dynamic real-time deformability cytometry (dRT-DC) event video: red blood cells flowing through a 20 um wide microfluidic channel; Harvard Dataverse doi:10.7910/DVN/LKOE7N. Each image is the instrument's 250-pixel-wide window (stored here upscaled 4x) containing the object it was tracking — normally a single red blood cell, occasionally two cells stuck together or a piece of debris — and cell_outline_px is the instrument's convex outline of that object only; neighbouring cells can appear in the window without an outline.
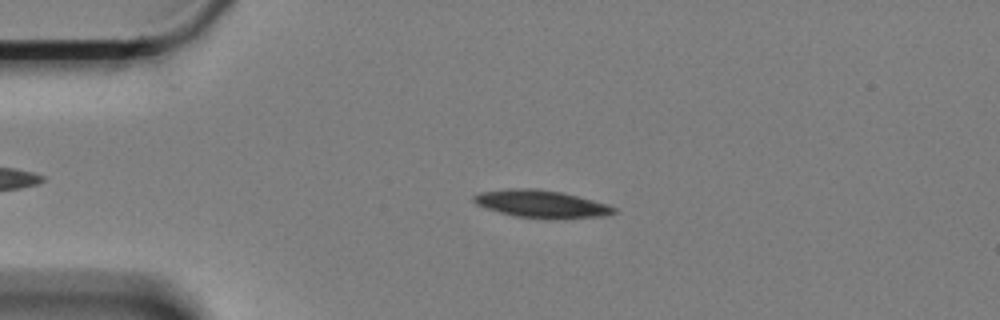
{"species": "Egyptian fruit bat (a non-hibernating species)", "species_latin": "Rousettus aegyptiacus", "temperature_condition": "cold", "stored_images_in_passage": 53, "camera_frame_rate_fps": 3000, "um_per_image_px": 0.085, "animal": {"sex": "female"}, "frame": {"image": 1, "passage_image": 13, "time_ms": 4.0, "image_size_px": [1000, 320], "cell_outline_px": [[616, 212], [604, 216], [516, 216], [500, 212], [476, 204], [472, 200], [472, 196], [480, 192], [508, 188], [536, 188], [560, 192], [608, 204], [616, 208]], "centroid_in_image_um": [45.93, 17.27], "position_along_channel_um": 39.1, "area_um2": 21.33}}
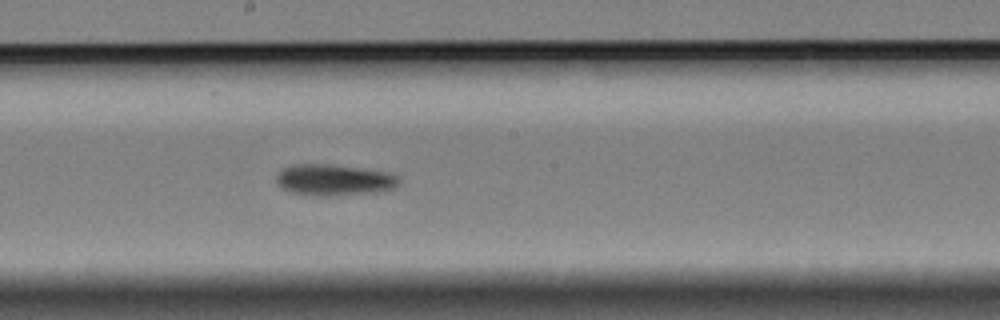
{"frame": {"image": 2, "passage_image": 32, "time_ms": 10.333, "image_size_px": [1000, 320], "cell_outline_px": [[400, 180], [396, 188], [384, 192], [332, 196], [312, 196], [288, 192], [280, 188], [276, 180], [276, 176], [284, 168], [296, 164], [324, 164], [356, 168], [384, 172], [396, 176]], "centroid_in_image_um": [28.38, 15.34], "position_along_channel_um": 219.8, "area_um2": 22.43}}
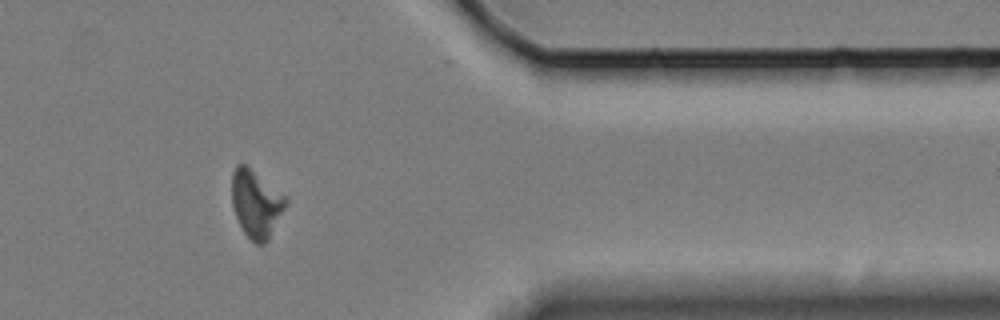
{"frame": {"image": 3, "passage_image": 49, "time_ms": 16.0, "image_size_px": [1000, 320], "cell_outline_px": [[288, 204], [268, 240], [264, 244], [256, 244], [244, 232], [236, 216], [232, 204], [232, 172], [236, 164], [244, 164], [288, 196]], "centroid_in_image_um": [21.8, 17.31], "position_along_channel_um": 389.6, "area_um2": 21.27}}